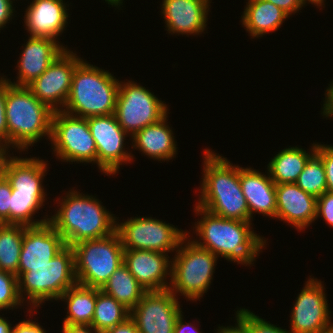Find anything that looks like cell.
<instances>
[{
	"label": "cell",
	"instance_id": "obj_9",
	"mask_svg": "<svg viewBox=\"0 0 333 333\" xmlns=\"http://www.w3.org/2000/svg\"><path fill=\"white\" fill-rule=\"evenodd\" d=\"M167 114L169 109L166 103L151 90L131 80L120 81L114 115L130 137L144 127L159 122Z\"/></svg>",
	"mask_w": 333,
	"mask_h": 333
},
{
	"label": "cell",
	"instance_id": "obj_32",
	"mask_svg": "<svg viewBox=\"0 0 333 333\" xmlns=\"http://www.w3.org/2000/svg\"><path fill=\"white\" fill-rule=\"evenodd\" d=\"M295 183L316 198L327 191L325 168L321 157L316 152L309 158Z\"/></svg>",
	"mask_w": 333,
	"mask_h": 333
},
{
	"label": "cell",
	"instance_id": "obj_27",
	"mask_svg": "<svg viewBox=\"0 0 333 333\" xmlns=\"http://www.w3.org/2000/svg\"><path fill=\"white\" fill-rule=\"evenodd\" d=\"M67 303L63 325H91L96 304V288L80 284L68 288L58 299Z\"/></svg>",
	"mask_w": 333,
	"mask_h": 333
},
{
	"label": "cell",
	"instance_id": "obj_14",
	"mask_svg": "<svg viewBox=\"0 0 333 333\" xmlns=\"http://www.w3.org/2000/svg\"><path fill=\"white\" fill-rule=\"evenodd\" d=\"M82 60L67 48L27 87L51 110L61 111L69 97L74 70Z\"/></svg>",
	"mask_w": 333,
	"mask_h": 333
},
{
	"label": "cell",
	"instance_id": "obj_38",
	"mask_svg": "<svg viewBox=\"0 0 333 333\" xmlns=\"http://www.w3.org/2000/svg\"><path fill=\"white\" fill-rule=\"evenodd\" d=\"M6 79L0 76V138L8 142L7 118L5 115Z\"/></svg>",
	"mask_w": 333,
	"mask_h": 333
},
{
	"label": "cell",
	"instance_id": "obj_40",
	"mask_svg": "<svg viewBox=\"0 0 333 333\" xmlns=\"http://www.w3.org/2000/svg\"><path fill=\"white\" fill-rule=\"evenodd\" d=\"M13 3L11 0H0V30L6 28L7 23L14 18L13 13L17 12Z\"/></svg>",
	"mask_w": 333,
	"mask_h": 333
},
{
	"label": "cell",
	"instance_id": "obj_46",
	"mask_svg": "<svg viewBox=\"0 0 333 333\" xmlns=\"http://www.w3.org/2000/svg\"><path fill=\"white\" fill-rule=\"evenodd\" d=\"M62 333H99L91 325H62Z\"/></svg>",
	"mask_w": 333,
	"mask_h": 333
},
{
	"label": "cell",
	"instance_id": "obj_41",
	"mask_svg": "<svg viewBox=\"0 0 333 333\" xmlns=\"http://www.w3.org/2000/svg\"><path fill=\"white\" fill-rule=\"evenodd\" d=\"M13 333H46V330L36 321L34 322L30 316L29 320L15 324Z\"/></svg>",
	"mask_w": 333,
	"mask_h": 333
},
{
	"label": "cell",
	"instance_id": "obj_8",
	"mask_svg": "<svg viewBox=\"0 0 333 333\" xmlns=\"http://www.w3.org/2000/svg\"><path fill=\"white\" fill-rule=\"evenodd\" d=\"M77 283L101 289L124 262V248L117 231L111 235L84 240L71 246Z\"/></svg>",
	"mask_w": 333,
	"mask_h": 333
},
{
	"label": "cell",
	"instance_id": "obj_13",
	"mask_svg": "<svg viewBox=\"0 0 333 333\" xmlns=\"http://www.w3.org/2000/svg\"><path fill=\"white\" fill-rule=\"evenodd\" d=\"M322 281L309 277L296 297L290 314L291 333H325L333 328Z\"/></svg>",
	"mask_w": 333,
	"mask_h": 333
},
{
	"label": "cell",
	"instance_id": "obj_11",
	"mask_svg": "<svg viewBox=\"0 0 333 333\" xmlns=\"http://www.w3.org/2000/svg\"><path fill=\"white\" fill-rule=\"evenodd\" d=\"M124 249L151 250L168 254L178 250L187 231L150 217H131L124 222L116 221Z\"/></svg>",
	"mask_w": 333,
	"mask_h": 333
},
{
	"label": "cell",
	"instance_id": "obj_17",
	"mask_svg": "<svg viewBox=\"0 0 333 333\" xmlns=\"http://www.w3.org/2000/svg\"><path fill=\"white\" fill-rule=\"evenodd\" d=\"M23 51L20 53V59L17 60V80L12 82L7 76L5 79L12 85L28 86L42 73H44L50 64L67 47L63 43L48 37H31L23 44Z\"/></svg>",
	"mask_w": 333,
	"mask_h": 333
},
{
	"label": "cell",
	"instance_id": "obj_7",
	"mask_svg": "<svg viewBox=\"0 0 333 333\" xmlns=\"http://www.w3.org/2000/svg\"><path fill=\"white\" fill-rule=\"evenodd\" d=\"M189 234L187 231V236L181 241L174 257L170 258L171 283L169 290L177 298L181 294L186 300L195 302L200 301L212 285L211 281L214 277L218 257L211 251L196 245Z\"/></svg>",
	"mask_w": 333,
	"mask_h": 333
},
{
	"label": "cell",
	"instance_id": "obj_28",
	"mask_svg": "<svg viewBox=\"0 0 333 333\" xmlns=\"http://www.w3.org/2000/svg\"><path fill=\"white\" fill-rule=\"evenodd\" d=\"M100 290L112 296L130 311L147 292L130 273L124 263L113 272Z\"/></svg>",
	"mask_w": 333,
	"mask_h": 333
},
{
	"label": "cell",
	"instance_id": "obj_43",
	"mask_svg": "<svg viewBox=\"0 0 333 333\" xmlns=\"http://www.w3.org/2000/svg\"><path fill=\"white\" fill-rule=\"evenodd\" d=\"M324 103L321 111L323 117H333V80L326 89Z\"/></svg>",
	"mask_w": 333,
	"mask_h": 333
},
{
	"label": "cell",
	"instance_id": "obj_49",
	"mask_svg": "<svg viewBox=\"0 0 333 333\" xmlns=\"http://www.w3.org/2000/svg\"><path fill=\"white\" fill-rule=\"evenodd\" d=\"M112 7L120 8L123 5V0H105Z\"/></svg>",
	"mask_w": 333,
	"mask_h": 333
},
{
	"label": "cell",
	"instance_id": "obj_5",
	"mask_svg": "<svg viewBox=\"0 0 333 333\" xmlns=\"http://www.w3.org/2000/svg\"><path fill=\"white\" fill-rule=\"evenodd\" d=\"M119 81L108 70L82 60L74 70L69 97L62 111L83 118L113 114Z\"/></svg>",
	"mask_w": 333,
	"mask_h": 333
},
{
	"label": "cell",
	"instance_id": "obj_45",
	"mask_svg": "<svg viewBox=\"0 0 333 333\" xmlns=\"http://www.w3.org/2000/svg\"><path fill=\"white\" fill-rule=\"evenodd\" d=\"M11 146L8 144L7 141L4 139L0 138V175L3 174V171L6 167L7 161L12 157L10 154Z\"/></svg>",
	"mask_w": 333,
	"mask_h": 333
},
{
	"label": "cell",
	"instance_id": "obj_30",
	"mask_svg": "<svg viewBox=\"0 0 333 333\" xmlns=\"http://www.w3.org/2000/svg\"><path fill=\"white\" fill-rule=\"evenodd\" d=\"M25 232L22 224H0V271L18 277L20 252Z\"/></svg>",
	"mask_w": 333,
	"mask_h": 333
},
{
	"label": "cell",
	"instance_id": "obj_2",
	"mask_svg": "<svg viewBox=\"0 0 333 333\" xmlns=\"http://www.w3.org/2000/svg\"><path fill=\"white\" fill-rule=\"evenodd\" d=\"M201 195L196 205L227 219L250 221L249 208L240 184V166L211 149L203 151Z\"/></svg>",
	"mask_w": 333,
	"mask_h": 333
},
{
	"label": "cell",
	"instance_id": "obj_1",
	"mask_svg": "<svg viewBox=\"0 0 333 333\" xmlns=\"http://www.w3.org/2000/svg\"><path fill=\"white\" fill-rule=\"evenodd\" d=\"M194 212L201 215L193 230L200 239L193 242L199 247L211 251L218 258L252 266L253 262L266 247L265 237L252 230V222L239 221L214 215L195 204ZM203 241V242H202Z\"/></svg>",
	"mask_w": 333,
	"mask_h": 333
},
{
	"label": "cell",
	"instance_id": "obj_23",
	"mask_svg": "<svg viewBox=\"0 0 333 333\" xmlns=\"http://www.w3.org/2000/svg\"><path fill=\"white\" fill-rule=\"evenodd\" d=\"M168 114L159 122L139 130L132 139V148L146 157L158 161H169L177 154V145L171 126L168 125Z\"/></svg>",
	"mask_w": 333,
	"mask_h": 333
},
{
	"label": "cell",
	"instance_id": "obj_42",
	"mask_svg": "<svg viewBox=\"0 0 333 333\" xmlns=\"http://www.w3.org/2000/svg\"><path fill=\"white\" fill-rule=\"evenodd\" d=\"M104 333H139L134 320L128 317L125 321L115 327L106 330Z\"/></svg>",
	"mask_w": 333,
	"mask_h": 333
},
{
	"label": "cell",
	"instance_id": "obj_51",
	"mask_svg": "<svg viewBox=\"0 0 333 333\" xmlns=\"http://www.w3.org/2000/svg\"><path fill=\"white\" fill-rule=\"evenodd\" d=\"M325 333H333V328Z\"/></svg>",
	"mask_w": 333,
	"mask_h": 333
},
{
	"label": "cell",
	"instance_id": "obj_21",
	"mask_svg": "<svg viewBox=\"0 0 333 333\" xmlns=\"http://www.w3.org/2000/svg\"><path fill=\"white\" fill-rule=\"evenodd\" d=\"M65 0H32L24 15V25L31 37H48L58 41L67 27L69 5ZM68 7V9H67Z\"/></svg>",
	"mask_w": 333,
	"mask_h": 333
},
{
	"label": "cell",
	"instance_id": "obj_6",
	"mask_svg": "<svg viewBox=\"0 0 333 333\" xmlns=\"http://www.w3.org/2000/svg\"><path fill=\"white\" fill-rule=\"evenodd\" d=\"M75 284L74 252L66 245L47 264L27 266V272L18 278V293L23 303L31 305L28 308L30 314L45 301H58Z\"/></svg>",
	"mask_w": 333,
	"mask_h": 333
},
{
	"label": "cell",
	"instance_id": "obj_22",
	"mask_svg": "<svg viewBox=\"0 0 333 333\" xmlns=\"http://www.w3.org/2000/svg\"><path fill=\"white\" fill-rule=\"evenodd\" d=\"M240 184L243 195L246 199L250 222L253 214H261L276 217V184L270 178L269 172L262 174L259 170L252 167H240Z\"/></svg>",
	"mask_w": 333,
	"mask_h": 333
},
{
	"label": "cell",
	"instance_id": "obj_10",
	"mask_svg": "<svg viewBox=\"0 0 333 333\" xmlns=\"http://www.w3.org/2000/svg\"><path fill=\"white\" fill-rule=\"evenodd\" d=\"M49 141L62 162L97 165V148L86 118L54 111Z\"/></svg>",
	"mask_w": 333,
	"mask_h": 333
},
{
	"label": "cell",
	"instance_id": "obj_35",
	"mask_svg": "<svg viewBox=\"0 0 333 333\" xmlns=\"http://www.w3.org/2000/svg\"><path fill=\"white\" fill-rule=\"evenodd\" d=\"M316 153L321 157L325 168L327 191L333 192V146L316 143Z\"/></svg>",
	"mask_w": 333,
	"mask_h": 333
},
{
	"label": "cell",
	"instance_id": "obj_33",
	"mask_svg": "<svg viewBox=\"0 0 333 333\" xmlns=\"http://www.w3.org/2000/svg\"><path fill=\"white\" fill-rule=\"evenodd\" d=\"M24 306L18 293V277L0 271V311L14 310Z\"/></svg>",
	"mask_w": 333,
	"mask_h": 333
},
{
	"label": "cell",
	"instance_id": "obj_15",
	"mask_svg": "<svg viewBox=\"0 0 333 333\" xmlns=\"http://www.w3.org/2000/svg\"><path fill=\"white\" fill-rule=\"evenodd\" d=\"M169 289L146 292L130 311L139 333H174L182 312L180 302Z\"/></svg>",
	"mask_w": 333,
	"mask_h": 333
},
{
	"label": "cell",
	"instance_id": "obj_37",
	"mask_svg": "<svg viewBox=\"0 0 333 333\" xmlns=\"http://www.w3.org/2000/svg\"><path fill=\"white\" fill-rule=\"evenodd\" d=\"M319 217L333 227V192L326 191L317 198L316 219Z\"/></svg>",
	"mask_w": 333,
	"mask_h": 333
},
{
	"label": "cell",
	"instance_id": "obj_26",
	"mask_svg": "<svg viewBox=\"0 0 333 333\" xmlns=\"http://www.w3.org/2000/svg\"><path fill=\"white\" fill-rule=\"evenodd\" d=\"M309 152L297 146L284 148L279 151L267 164L270 178L275 184L295 183L303 171L309 158L316 152V143H313Z\"/></svg>",
	"mask_w": 333,
	"mask_h": 333
},
{
	"label": "cell",
	"instance_id": "obj_16",
	"mask_svg": "<svg viewBox=\"0 0 333 333\" xmlns=\"http://www.w3.org/2000/svg\"><path fill=\"white\" fill-rule=\"evenodd\" d=\"M169 258L168 254L157 251L124 249L123 263L147 292L163 291L168 290L171 283Z\"/></svg>",
	"mask_w": 333,
	"mask_h": 333
},
{
	"label": "cell",
	"instance_id": "obj_44",
	"mask_svg": "<svg viewBox=\"0 0 333 333\" xmlns=\"http://www.w3.org/2000/svg\"><path fill=\"white\" fill-rule=\"evenodd\" d=\"M183 317V312H181L175 322L174 333H202L195 324L185 323Z\"/></svg>",
	"mask_w": 333,
	"mask_h": 333
},
{
	"label": "cell",
	"instance_id": "obj_19",
	"mask_svg": "<svg viewBox=\"0 0 333 333\" xmlns=\"http://www.w3.org/2000/svg\"><path fill=\"white\" fill-rule=\"evenodd\" d=\"M211 0H162L161 15L170 35H200L207 28Z\"/></svg>",
	"mask_w": 333,
	"mask_h": 333
},
{
	"label": "cell",
	"instance_id": "obj_25",
	"mask_svg": "<svg viewBox=\"0 0 333 333\" xmlns=\"http://www.w3.org/2000/svg\"><path fill=\"white\" fill-rule=\"evenodd\" d=\"M241 16L242 27L252 39L275 32L290 17L281 8L266 0H247Z\"/></svg>",
	"mask_w": 333,
	"mask_h": 333
},
{
	"label": "cell",
	"instance_id": "obj_31",
	"mask_svg": "<svg viewBox=\"0 0 333 333\" xmlns=\"http://www.w3.org/2000/svg\"><path fill=\"white\" fill-rule=\"evenodd\" d=\"M130 317V310L112 296L96 288V304L91 326L99 333L115 327Z\"/></svg>",
	"mask_w": 333,
	"mask_h": 333
},
{
	"label": "cell",
	"instance_id": "obj_12",
	"mask_svg": "<svg viewBox=\"0 0 333 333\" xmlns=\"http://www.w3.org/2000/svg\"><path fill=\"white\" fill-rule=\"evenodd\" d=\"M97 148V167L105 175H116L120 165L131 163L132 152L125 150L129 135L122 129L114 113L86 118Z\"/></svg>",
	"mask_w": 333,
	"mask_h": 333
},
{
	"label": "cell",
	"instance_id": "obj_48",
	"mask_svg": "<svg viewBox=\"0 0 333 333\" xmlns=\"http://www.w3.org/2000/svg\"><path fill=\"white\" fill-rule=\"evenodd\" d=\"M5 318L0 315V333H13L14 327H11V323Z\"/></svg>",
	"mask_w": 333,
	"mask_h": 333
},
{
	"label": "cell",
	"instance_id": "obj_20",
	"mask_svg": "<svg viewBox=\"0 0 333 333\" xmlns=\"http://www.w3.org/2000/svg\"><path fill=\"white\" fill-rule=\"evenodd\" d=\"M317 198L296 183L276 184V217L297 231H304L316 220Z\"/></svg>",
	"mask_w": 333,
	"mask_h": 333
},
{
	"label": "cell",
	"instance_id": "obj_36",
	"mask_svg": "<svg viewBox=\"0 0 333 333\" xmlns=\"http://www.w3.org/2000/svg\"><path fill=\"white\" fill-rule=\"evenodd\" d=\"M12 187L7 178L0 175V224H9V209Z\"/></svg>",
	"mask_w": 333,
	"mask_h": 333
},
{
	"label": "cell",
	"instance_id": "obj_18",
	"mask_svg": "<svg viewBox=\"0 0 333 333\" xmlns=\"http://www.w3.org/2000/svg\"><path fill=\"white\" fill-rule=\"evenodd\" d=\"M65 246L62 236L49 221L37 226H25L18 278L27 272V266L47 264Z\"/></svg>",
	"mask_w": 333,
	"mask_h": 333
},
{
	"label": "cell",
	"instance_id": "obj_29",
	"mask_svg": "<svg viewBox=\"0 0 333 333\" xmlns=\"http://www.w3.org/2000/svg\"><path fill=\"white\" fill-rule=\"evenodd\" d=\"M46 193H25L12 189L10 197L9 224L37 226L49 221L48 215L44 219H35V213L44 206Z\"/></svg>",
	"mask_w": 333,
	"mask_h": 333
},
{
	"label": "cell",
	"instance_id": "obj_3",
	"mask_svg": "<svg viewBox=\"0 0 333 333\" xmlns=\"http://www.w3.org/2000/svg\"><path fill=\"white\" fill-rule=\"evenodd\" d=\"M56 201L59 208L54 215H49V222L67 246L104 238L116 231V221L119 219L96 196L85 195L72 188L61 200Z\"/></svg>",
	"mask_w": 333,
	"mask_h": 333
},
{
	"label": "cell",
	"instance_id": "obj_24",
	"mask_svg": "<svg viewBox=\"0 0 333 333\" xmlns=\"http://www.w3.org/2000/svg\"><path fill=\"white\" fill-rule=\"evenodd\" d=\"M48 161L36 157H18L14 155L7 161L3 175L12 189L25 193H47L42 185L47 174ZM45 191V192H44Z\"/></svg>",
	"mask_w": 333,
	"mask_h": 333
},
{
	"label": "cell",
	"instance_id": "obj_39",
	"mask_svg": "<svg viewBox=\"0 0 333 333\" xmlns=\"http://www.w3.org/2000/svg\"><path fill=\"white\" fill-rule=\"evenodd\" d=\"M271 2L275 6L281 8L285 11L289 16L294 15L296 12L298 13L302 7L306 6V3L309 4L307 0H266Z\"/></svg>",
	"mask_w": 333,
	"mask_h": 333
},
{
	"label": "cell",
	"instance_id": "obj_4",
	"mask_svg": "<svg viewBox=\"0 0 333 333\" xmlns=\"http://www.w3.org/2000/svg\"><path fill=\"white\" fill-rule=\"evenodd\" d=\"M5 111L8 144L13 149L17 148L22 153L42 137L50 140L54 111L42 103L28 87L12 85L6 80Z\"/></svg>",
	"mask_w": 333,
	"mask_h": 333
},
{
	"label": "cell",
	"instance_id": "obj_47",
	"mask_svg": "<svg viewBox=\"0 0 333 333\" xmlns=\"http://www.w3.org/2000/svg\"><path fill=\"white\" fill-rule=\"evenodd\" d=\"M234 326H218V331L215 333H248L247 328L237 319Z\"/></svg>",
	"mask_w": 333,
	"mask_h": 333
},
{
	"label": "cell",
	"instance_id": "obj_34",
	"mask_svg": "<svg viewBox=\"0 0 333 333\" xmlns=\"http://www.w3.org/2000/svg\"><path fill=\"white\" fill-rule=\"evenodd\" d=\"M235 317L247 328L248 333H291L245 308L237 310Z\"/></svg>",
	"mask_w": 333,
	"mask_h": 333
},
{
	"label": "cell",
	"instance_id": "obj_50",
	"mask_svg": "<svg viewBox=\"0 0 333 333\" xmlns=\"http://www.w3.org/2000/svg\"><path fill=\"white\" fill-rule=\"evenodd\" d=\"M309 3H311L312 5L314 4L315 6H317V8L319 7H325V0H307Z\"/></svg>",
	"mask_w": 333,
	"mask_h": 333
}]
</instances>
